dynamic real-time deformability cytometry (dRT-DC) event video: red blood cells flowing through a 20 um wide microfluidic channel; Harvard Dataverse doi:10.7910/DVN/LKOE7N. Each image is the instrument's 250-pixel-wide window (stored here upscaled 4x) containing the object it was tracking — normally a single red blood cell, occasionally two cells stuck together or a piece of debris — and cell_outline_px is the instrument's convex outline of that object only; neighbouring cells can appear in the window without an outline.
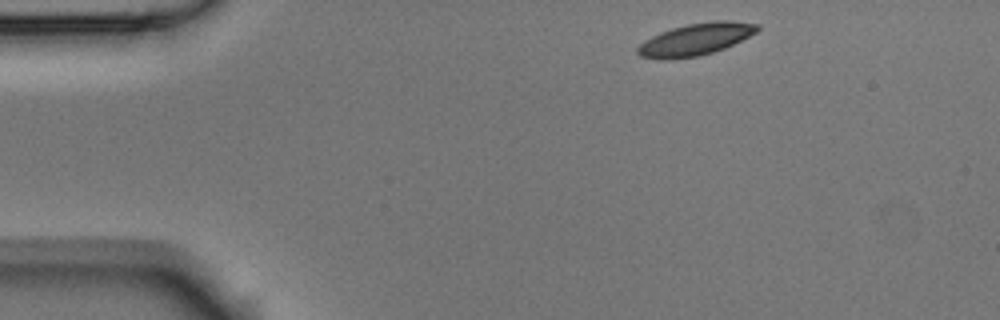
{"species": "Egyptian fruit bat (a non-hibernating species)", "species_latin": "Rousettus aegyptiacus", "temperature_condition": "room temperature", "stored_images_in_passage": 3, "camera_frame_rate_fps": 3000, "um_per_image_px": 0.085, "animal": {"sex": "male"}, "frame": {"image": 1, "passage_image": 1, "time_ms": 0.0, "image_size_px": [1000, 320], "cell_outline_px": [[760, 28], [756, 32], [724, 48], [712, 52], [696, 56], [660, 60], [640, 56], [636, 52], [636, 48], [644, 40], [660, 32], [672, 28], [688, 24], [712, 20], [732, 20], [760, 24]], "centroid_in_image_um": [59.11, 3.33], "position_along_channel_um": 25.9, "area_um2": 22.25}}